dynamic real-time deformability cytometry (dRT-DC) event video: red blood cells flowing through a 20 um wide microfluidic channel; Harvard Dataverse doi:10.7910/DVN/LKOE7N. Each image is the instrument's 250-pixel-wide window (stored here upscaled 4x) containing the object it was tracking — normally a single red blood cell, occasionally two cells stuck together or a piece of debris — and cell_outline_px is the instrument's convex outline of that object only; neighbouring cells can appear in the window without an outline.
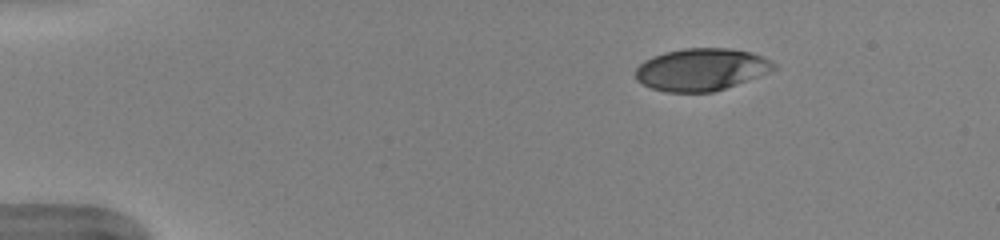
{"species": "human", "species_latin": "Homo sapiens", "temperature_condition": "warm", "stored_images_in_passage": 44, "camera_frame_rate_fps": 3000, "um_per_image_px": 0.085, "donor": {"sex": "female"}, "frame": {"image": 1, "passage_image": 1, "time_ms": 0.0, "image_size_px": [1000, 240], "cell_outline_px": [[776, 68], [768, 72], [736, 84], [712, 92], [668, 92], [652, 88], [636, 80], [636, 68], [644, 60], [652, 56], [664, 52], [684, 48], [728, 48], [752, 52], [776, 64]], "centroid_in_image_um": [59.57, 5.9], "position_along_channel_um": 25.4, "area_um2": 33.76}}
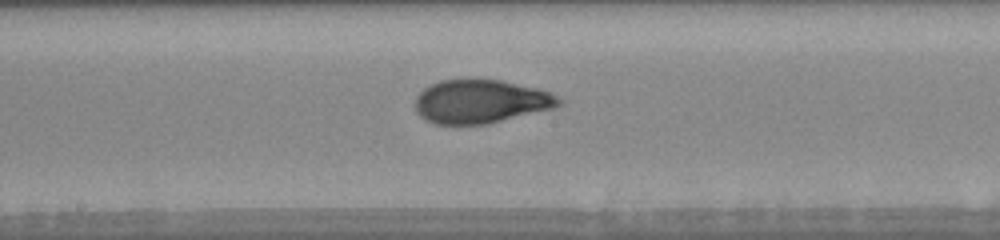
{"frame": {"image": 2, "passage_image": 21, "time_ms": 6.667, "image_size_px": [1000, 240], "cell_outline_px": [[564, 100], [560, 104], [552, 108], [488, 124], [432, 124], [424, 120], [416, 112], [416, 96], [424, 88], [440, 80], [476, 76], [500, 80], [536, 88], [548, 92]], "centroid_in_image_um": [40.81, 8.6], "position_along_channel_um": 207.4, "area_um2": 37.05}}
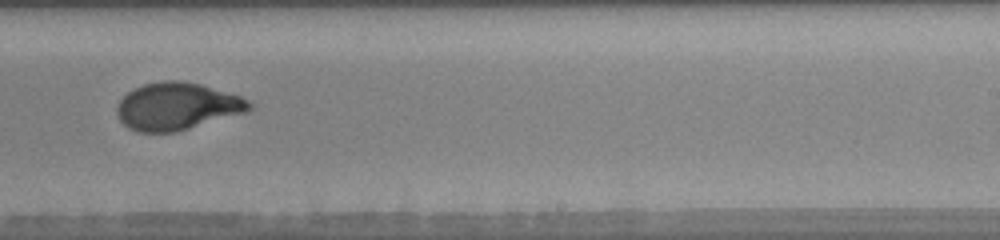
{"frame": {"image": 3, "passage_image": 26, "time_ms": 8.333, "image_size_px": [1000, 240], "cell_outline_px": [[256, 104], [248, 112], [176, 132], [136, 132], [128, 128], [120, 120], [116, 112], [116, 108], [120, 100], [128, 92], [144, 84], [160, 80], [180, 80], [200, 84], [240, 96]], "centroid_in_image_um": [15.07, 9.04], "position_along_channel_um": 273.9, "area_um2": 36.7}, "authors_computed_cell_mechanics": {"area_um2": 36.2117, "velocity_mm_per_s": 4.015, "shape_relaxation_time_tau1_ms": 4.8008, "shape_relaxation_time_tau2_ms": null, "deformation_change_tau1": 0.2055, "deformation_change_tau2": null}}